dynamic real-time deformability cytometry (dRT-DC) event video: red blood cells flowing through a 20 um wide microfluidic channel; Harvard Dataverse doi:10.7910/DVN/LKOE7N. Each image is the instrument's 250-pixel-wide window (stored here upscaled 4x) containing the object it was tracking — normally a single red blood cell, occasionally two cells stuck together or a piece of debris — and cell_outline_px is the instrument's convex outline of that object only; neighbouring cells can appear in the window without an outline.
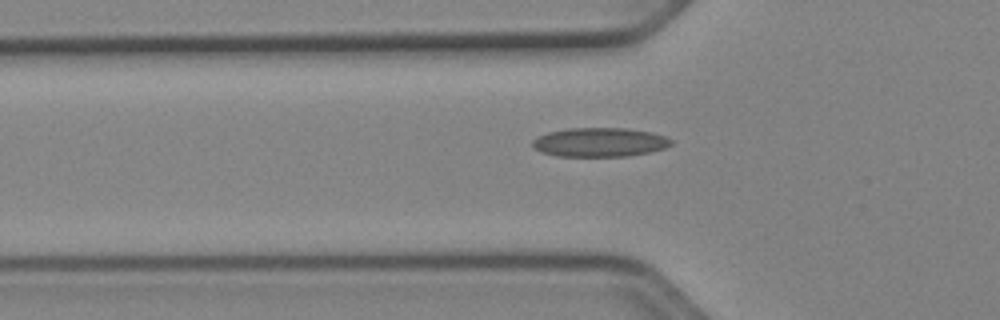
{"species": "Egyptian fruit bat (a non-hibernating species)", "species_latin": "Rousettus aegyptiacus", "temperature_condition": "cold", "stored_images_in_passage": 38, "camera_frame_rate_fps": 3000, "um_per_image_px": 0.085, "animal": {"sex": "female"}, "frame": {"image": 1, "passage_image": 6, "time_ms": 1.667, "image_size_px": [1000, 320], "cell_outline_px": [[672, 144], [664, 148], [648, 152], [628, 156], [556, 156], [540, 152], [532, 148], [532, 140], [536, 136], [548, 132], [568, 128], [624, 128], [652, 132], [664, 136], [672, 140]], "centroid_in_image_um": [50.91, 12.09], "position_along_channel_um": 74.9, "area_um2": 23.58}}
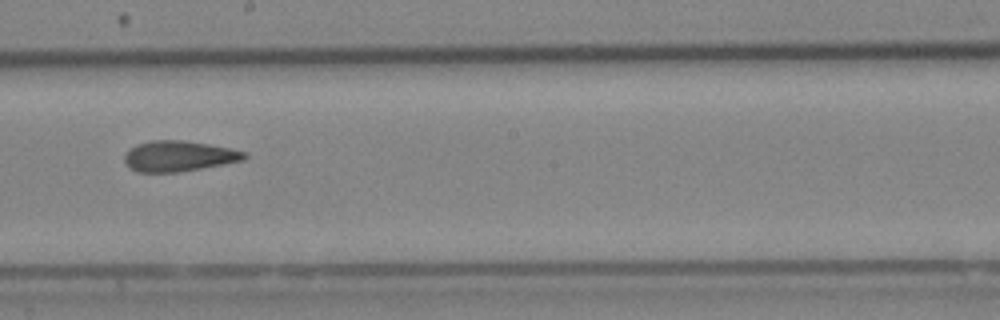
{"frame": {"image": 2, "passage_image": 18, "time_ms": 5.667, "image_size_px": [1000, 320], "cell_outline_px": [[248, 156], [244, 160], [200, 168], [176, 172], [136, 172], [128, 168], [124, 160], [124, 156], [128, 148], [136, 144], [152, 140], [184, 140], [208, 144], [248, 152]], "centroid_in_image_um": [15.15, 13.26], "position_along_channel_um": 233.0, "area_um2": 21.44}}
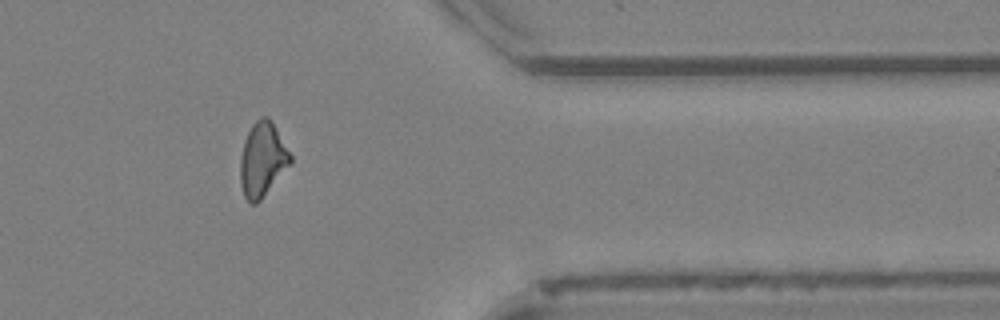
{"frame": {"image": 3, "passage_image": 31, "time_ms": 10.0, "image_size_px": [1000, 320], "cell_outline_px": [[292, 160], [260, 200], [256, 204], [248, 204], [244, 196], [240, 184], [240, 160], [244, 140], [252, 124], [260, 116], [268, 116], [272, 120], [292, 156]], "centroid_in_image_um": [22.28, 13.54], "position_along_channel_um": 389.1, "area_um2": 21.56}}